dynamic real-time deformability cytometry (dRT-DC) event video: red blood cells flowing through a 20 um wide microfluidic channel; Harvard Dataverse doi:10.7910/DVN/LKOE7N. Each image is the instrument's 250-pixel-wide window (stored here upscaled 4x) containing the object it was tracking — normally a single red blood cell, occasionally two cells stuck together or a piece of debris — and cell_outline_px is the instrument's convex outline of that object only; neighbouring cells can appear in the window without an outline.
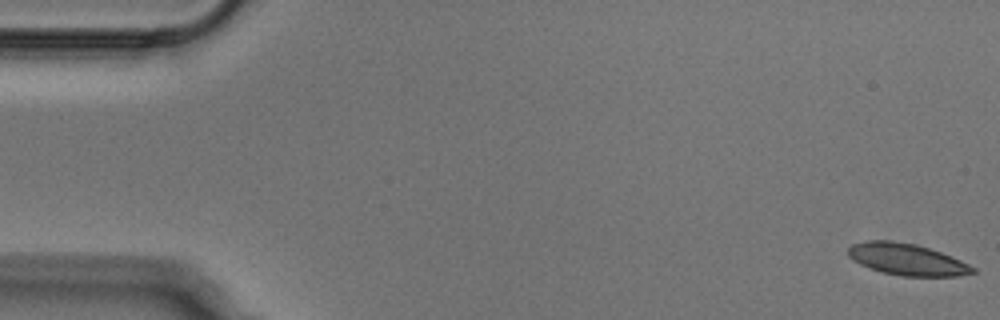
{"species": "Egyptian fruit bat (a non-hibernating species)", "species_latin": "Rousettus aegyptiacus", "temperature_condition": "cold", "stored_images_in_passage": 52, "camera_frame_rate_fps": 3000, "um_per_image_px": 0.085, "animal": {"sex": "male"}, "frame": {"image": 1, "passage_image": 1, "time_ms": 0.0, "image_size_px": [1000, 320], "cell_outline_px": [[976, 272], [956, 276], [900, 276], [868, 268], [852, 260], [848, 256], [848, 248], [852, 244], [868, 240], [892, 240], [916, 244], [952, 256], [976, 268]], "centroid_in_image_um": [77.06, 22.04], "position_along_channel_um": 7.9, "area_um2": 23.0}}
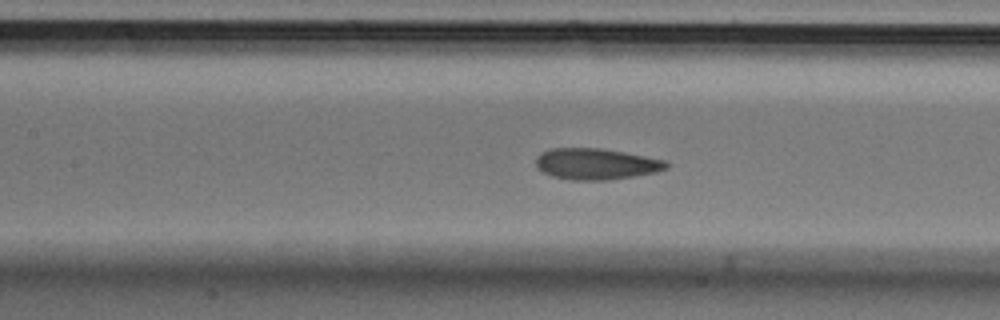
{"frame": {"image": 2, "passage_image": 23, "time_ms": 7.333, "image_size_px": [1000, 320], "cell_outline_px": [[668, 168], [656, 172], [608, 180], [572, 180], [552, 176], [536, 168], [536, 156], [540, 152], [552, 148], [600, 148], [624, 152], [664, 160], [668, 164]], "centroid_in_image_um": [50.62, 13.93], "position_along_channel_um": 156.8, "area_um2": 23.64}}
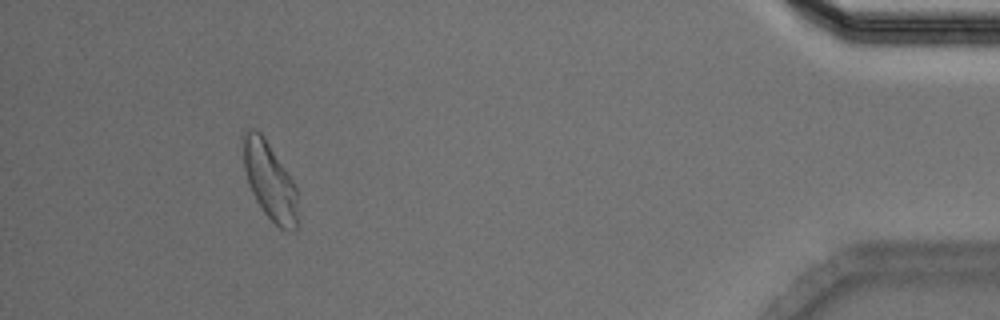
{"frame": {"image": 3, "passage_image": 48, "time_ms": 15.667, "image_size_px": [1000, 320], "cell_outline_px": [[296, 228], [288, 232], [280, 228], [264, 212], [256, 200], [248, 184], [244, 168], [240, 136], [248, 128], [256, 128], [264, 136], [292, 180], [296, 188]], "centroid_in_image_um": [22.86, 15.3], "position_along_channel_um": 412.3, "area_um2": 24.57}}